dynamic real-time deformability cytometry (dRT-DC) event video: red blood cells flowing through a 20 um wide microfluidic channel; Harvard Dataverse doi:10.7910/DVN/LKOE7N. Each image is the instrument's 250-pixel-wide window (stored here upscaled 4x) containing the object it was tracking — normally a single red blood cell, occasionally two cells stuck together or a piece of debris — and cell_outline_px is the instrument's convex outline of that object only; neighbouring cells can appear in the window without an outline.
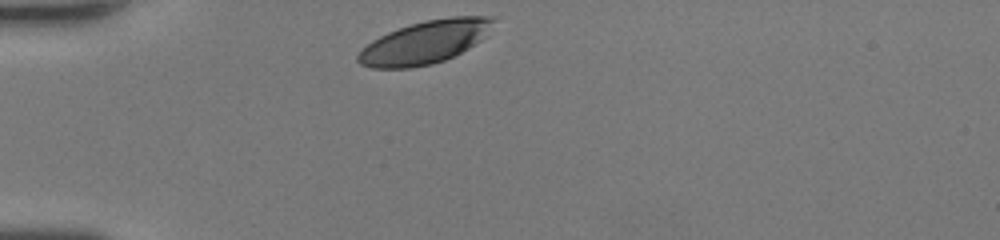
{"species": "human", "species_latin": "Homo sapiens", "temperature_condition": "room temperature", "stored_images_in_passage": 27, "camera_frame_rate_fps": 3000, "um_per_image_px": 0.085, "donor": {"sex": "female"}, "frame": {"image": 1, "passage_image": 1, "time_ms": 0.0, "image_size_px": [1000, 240], "cell_outline_px": [[496, 20], [488, 36], [468, 48], [444, 60], [432, 64], [412, 68], [372, 68], [360, 64], [356, 60], [356, 56], [372, 40], [388, 32], [424, 20], [452, 16], [496, 16]], "centroid_in_image_um": [36.17, 3.57], "position_along_channel_um": 48.8, "area_um2": 33.93}}
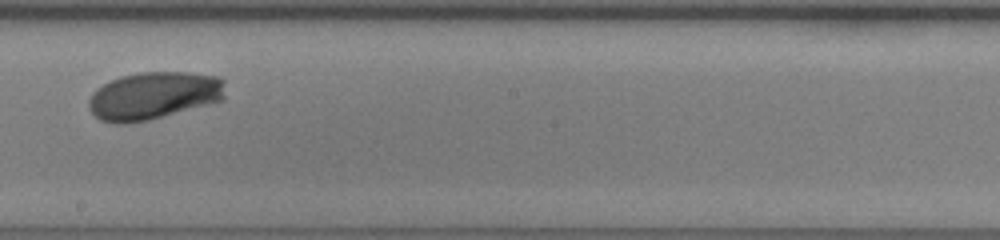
{"frame": {"image": 2, "passage_image": 16, "time_ms": 5.0, "image_size_px": [1000, 240], "cell_outline_px": [[224, 100], [148, 120], [124, 124], [116, 124], [100, 120], [88, 108], [88, 100], [92, 92], [96, 88], [120, 76], [140, 72], [188, 72], [220, 76], [224, 80]], "centroid_in_image_um": [13.06, 8.12], "position_along_channel_um": 235.1, "area_um2": 38.09}}
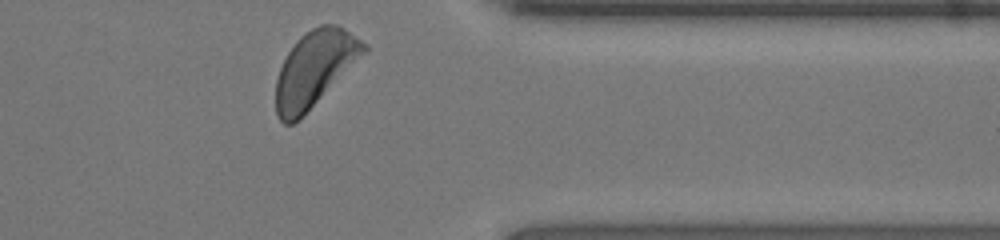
{"frame": {"image": 3, "passage_image": 27, "time_ms": 8.667, "image_size_px": [1000, 240], "cell_outline_px": [[368, 48], [292, 124], [284, 124], [276, 116], [276, 80], [280, 68], [288, 52], [296, 40], [300, 36], [312, 28], [320, 24], [336, 24], [344, 28], [368, 44]], "centroid_in_image_um": [26.69, 5.78], "position_along_channel_um": 384.7, "area_um2": 37.17}, "authors_computed_cell_mechanics": {"area_um2": 36.7608, "velocity_mm_per_s": 4.2783, "shape_relaxation_time_tau1_ms": 1.7559, "shape_relaxation_time_tau2_ms": null, "deformation_change_tau1": 0.1206, "deformation_change_tau2": null}}